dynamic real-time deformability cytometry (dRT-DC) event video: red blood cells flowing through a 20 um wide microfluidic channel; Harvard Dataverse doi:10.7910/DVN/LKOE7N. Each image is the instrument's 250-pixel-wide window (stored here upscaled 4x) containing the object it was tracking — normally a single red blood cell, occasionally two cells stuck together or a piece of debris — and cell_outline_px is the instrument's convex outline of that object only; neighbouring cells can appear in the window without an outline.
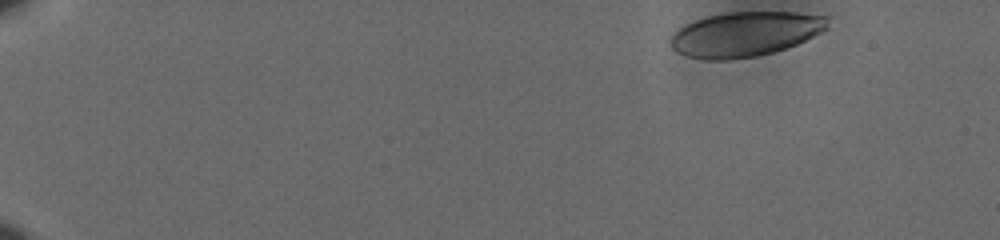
{"species": "human", "species_latin": "Homo sapiens", "temperature_condition": "cold", "stored_images_in_passage": 48, "camera_frame_rate_fps": 3000, "um_per_image_px": 0.085, "donor": {"sex": "male"}, "frame": {"image": 1, "passage_image": 1, "time_ms": 0.0, "image_size_px": [1000, 240], "cell_outline_px": [[828, 28], [796, 44], [772, 52], [756, 56], [728, 60], [704, 60], [684, 56], [676, 52], [672, 48], [668, 40], [684, 24], [708, 16], [728, 12], [796, 12], [828, 16]], "centroid_in_image_um": [63.3, 2.9], "position_along_channel_um": 21.7, "area_um2": 40.92}}
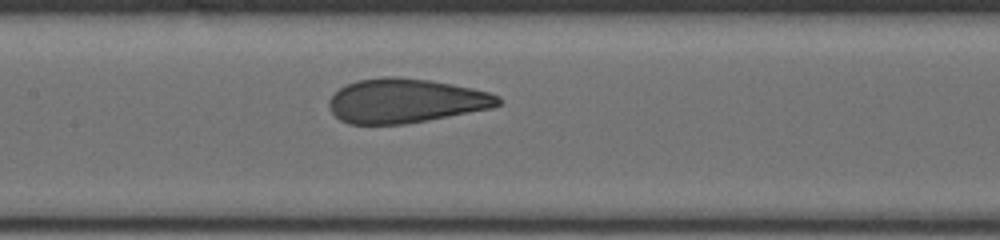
{"frame": {"image": 2, "passage_image": 26, "time_ms": 8.333, "image_size_px": [1000, 240], "cell_outline_px": [[500, 104], [492, 108], [428, 120], [404, 124], [348, 124], [340, 120], [332, 112], [328, 104], [328, 100], [344, 84], [356, 80], [384, 76], [396, 76], [428, 80], [452, 84], [472, 88], [488, 92], [500, 96]], "centroid_in_image_um": [34.45, 8.56], "position_along_channel_um": 172.9, "area_um2": 43.7}}
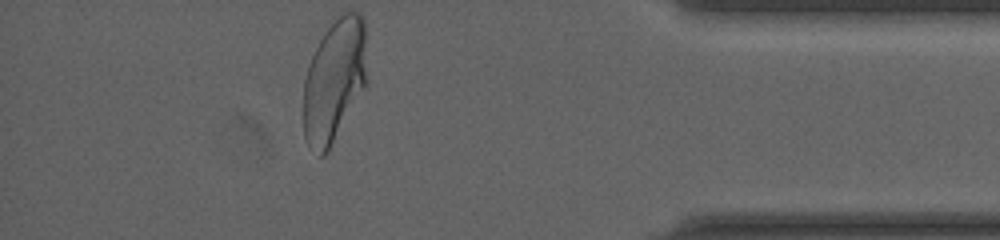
{"frame": {"image": 3, "passage_image": 48, "time_ms": 15.667, "image_size_px": [1000, 240], "cell_outline_px": [[368, 80], [328, 152], [324, 156], [320, 156], [308, 144], [304, 136], [304, 80], [312, 56], [332, 16], [344, 12], [356, 12], [364, 16]], "centroid_in_image_um": [28.44, 6.78], "position_along_channel_um": 406.8, "area_um2": 45.95}, "authors_computed_cell_mechanics": {"area_um2": 43.8413, "velocity_mm_per_s": 3.5844, "shape_relaxation_time_tau1_ms": 7.7431, "shape_relaxation_time_tau2_ms": null, "deformation_change_tau1": 0.2158, "deformation_change_tau2": null}}